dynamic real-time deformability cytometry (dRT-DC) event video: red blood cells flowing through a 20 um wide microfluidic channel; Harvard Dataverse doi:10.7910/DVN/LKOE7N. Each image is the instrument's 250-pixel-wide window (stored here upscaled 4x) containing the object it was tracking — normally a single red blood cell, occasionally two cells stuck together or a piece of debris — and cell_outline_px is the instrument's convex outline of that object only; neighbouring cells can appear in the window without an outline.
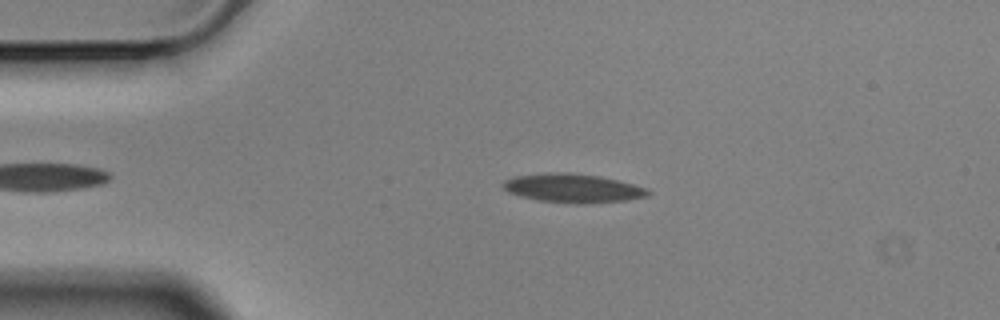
{"species": "Egyptian fruit bat (a non-hibernating species)", "species_latin": "Rousettus aegyptiacus", "temperature_condition": "cold", "stored_images_in_passage": 46, "camera_frame_rate_fps": 3000, "um_per_image_px": 0.085, "animal": {"sex": "male"}, "frame": {"image": 1, "passage_image": 7, "time_ms": 2.0, "image_size_px": [1000, 320], "cell_outline_px": [[652, 192], [648, 196], [624, 200], [584, 204], [576, 204], [540, 200], [508, 192], [500, 184], [504, 180], [516, 176], [556, 172], [568, 172], [600, 176], [648, 188]], "centroid_in_image_um": [48.71, 15.99], "position_along_channel_um": 36.3, "area_um2": 24.1}}
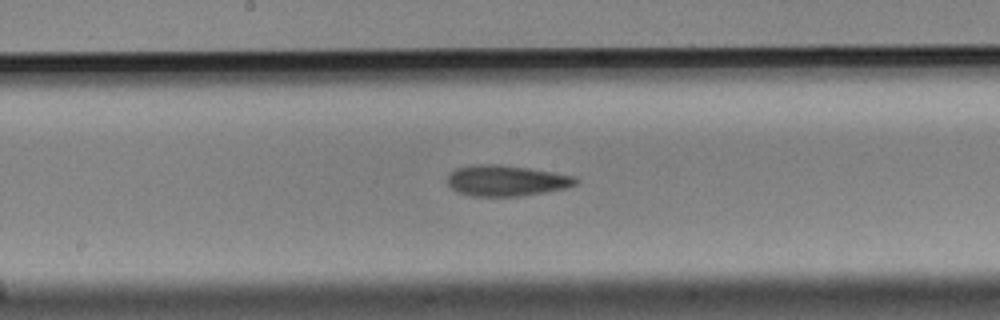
{"frame": {"image": 2, "passage_image": 24, "time_ms": 7.667, "image_size_px": [1000, 320], "cell_outline_px": [[580, 180], [576, 184], [568, 188], [548, 192], [524, 196], [472, 196], [456, 192], [448, 184], [448, 176], [456, 168], [472, 164], [500, 164], [528, 168], [576, 176]], "centroid_in_image_um": [43.07, 15.36], "position_along_channel_um": 205.1, "area_um2": 23.35}}
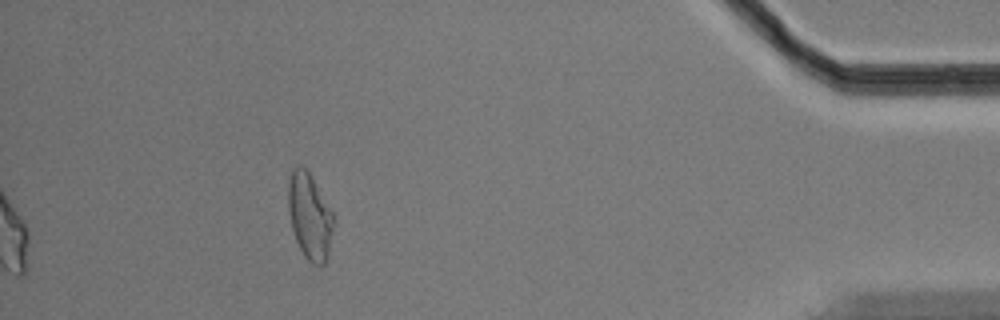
{"frame": {"image": 3, "passage_image": 46, "time_ms": 15.0, "image_size_px": [1000, 320], "cell_outline_px": [[336, 224], [328, 256], [324, 264], [312, 264], [304, 256], [296, 240], [292, 228], [288, 212], [288, 180], [292, 168], [304, 168], [312, 176], [332, 212], [336, 220]], "centroid_in_image_um": [26.35, 18.41], "position_along_channel_um": 408.9, "area_um2": 22.95}, "authors_computed_cell_mechanics": {"area_um2": 22.7732, "velocity_mm_per_s": 3.5303, "shape_relaxation_time_tau1_ms": null, "shape_relaxation_time_tau2_ms": 8.0467, "deformation_change_tau1": null, "deformation_change_tau2": 0.166}}